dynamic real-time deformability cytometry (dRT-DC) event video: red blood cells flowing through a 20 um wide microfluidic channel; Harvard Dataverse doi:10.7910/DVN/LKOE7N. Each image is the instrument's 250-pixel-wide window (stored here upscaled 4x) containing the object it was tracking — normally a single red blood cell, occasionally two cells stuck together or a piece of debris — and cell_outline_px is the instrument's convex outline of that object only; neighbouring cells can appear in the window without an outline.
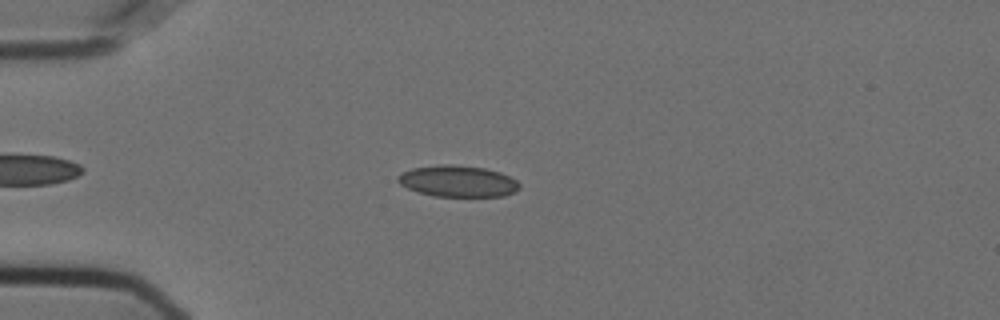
{"species": "Egyptian fruit bat (a non-hibernating species)", "species_latin": "Rousettus aegyptiacus", "temperature_condition": "cold", "stored_images_in_passage": 51, "camera_frame_rate_fps": 3000, "um_per_image_px": 0.085, "animal": {"sex": "female"}, "frame": {"image": 1, "passage_image": 10, "time_ms": 3.0, "image_size_px": [1000, 320], "cell_outline_px": [[520, 188], [516, 192], [504, 196], [432, 196], [408, 188], [400, 184], [396, 180], [396, 176], [400, 172], [412, 168], [436, 164], [452, 164], [484, 168], [500, 172], [516, 180], [520, 184]], "centroid_in_image_um": [38.89, 15.39], "position_along_channel_um": 46.1, "area_um2": 22.43}}
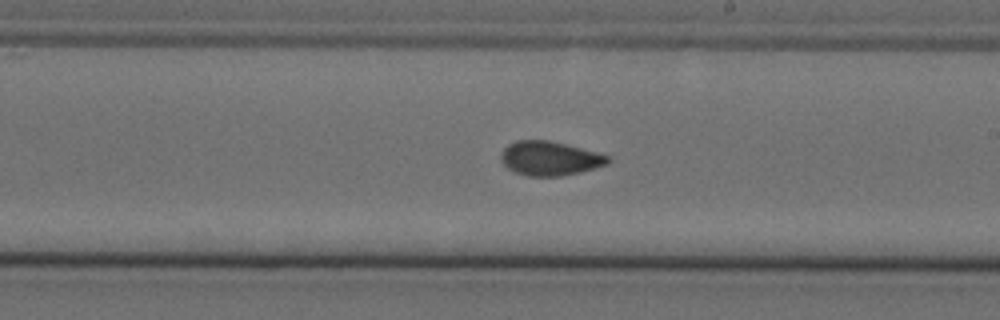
{"frame": {"image": 2, "passage_image": 28, "time_ms": 9.0, "image_size_px": [1000, 320], "cell_outline_px": [[612, 160], [608, 164], [580, 172], [560, 176], [528, 176], [516, 172], [508, 168], [500, 160], [500, 152], [508, 144], [516, 140], [548, 140], [612, 156]], "centroid_in_image_um": [46.73, 13.46], "position_along_channel_um": 242.3, "area_um2": 21.33}}
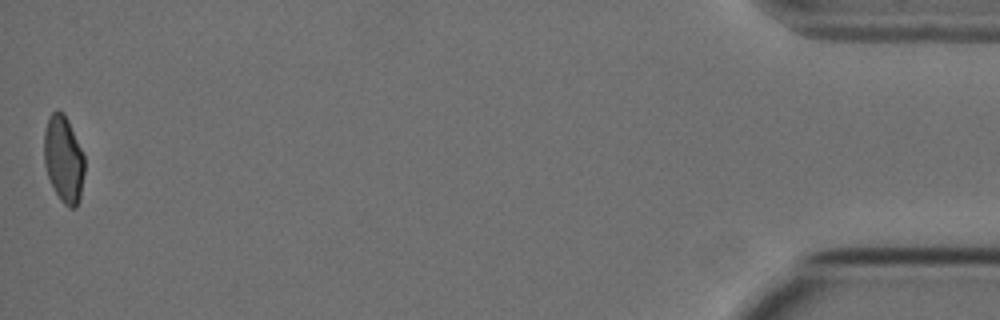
{"frame": {"image": 3, "passage_image": 51, "time_ms": 16.667, "image_size_px": [1000, 320], "cell_outline_px": [[84, 172], [80, 200], [76, 208], [68, 208], [60, 200], [48, 176], [44, 164], [44, 132], [48, 116], [52, 112], [64, 112], [68, 120], [84, 156]], "centroid_in_image_um": [5.4, 13.55], "position_along_channel_um": 429.8, "area_um2": 20.4}, "authors_computed_cell_mechanics": {"area_um2": 21.4438, "velocity_mm_per_s": 3.6204, "shape_relaxation_time_tau1_ms": null, "shape_relaxation_time_tau2_ms": 1.7135, "deformation_change_tau1": null, "deformation_change_tau2": 0.0595}}